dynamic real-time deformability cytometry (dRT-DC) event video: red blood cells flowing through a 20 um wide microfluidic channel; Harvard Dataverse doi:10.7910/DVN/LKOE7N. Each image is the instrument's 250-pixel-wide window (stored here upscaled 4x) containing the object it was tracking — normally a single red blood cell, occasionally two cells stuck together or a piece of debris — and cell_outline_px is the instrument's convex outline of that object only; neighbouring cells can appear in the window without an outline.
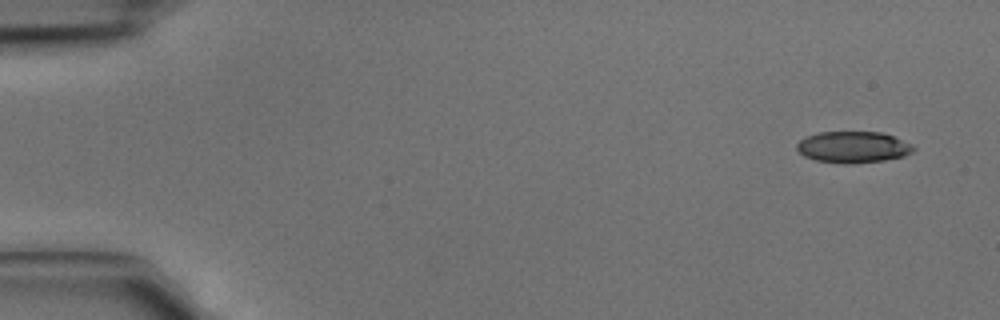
{"species": "common noctule bat (a hibernating species)", "species_latin": "Nyctalus noctula", "temperature_condition": "cold", "stored_images_in_passage": 4, "camera_frame_rate_fps": 3000, "um_per_image_px": 0.085, "animal": {"sex": "male", "body_mass_g": 15.6}, "frame": {"image": 1, "passage_image": 1, "time_ms": 0.0, "image_size_px": [1000, 320], "cell_outline_px": [[916, 148], [912, 152], [904, 156], [884, 160], [816, 160], [804, 156], [796, 148], [796, 144], [804, 136], [820, 132], [880, 132], [892, 136], [912, 144]], "centroid_in_image_um": [72.51, 12.44], "position_along_channel_um": 12.5, "area_um2": 20.29}}
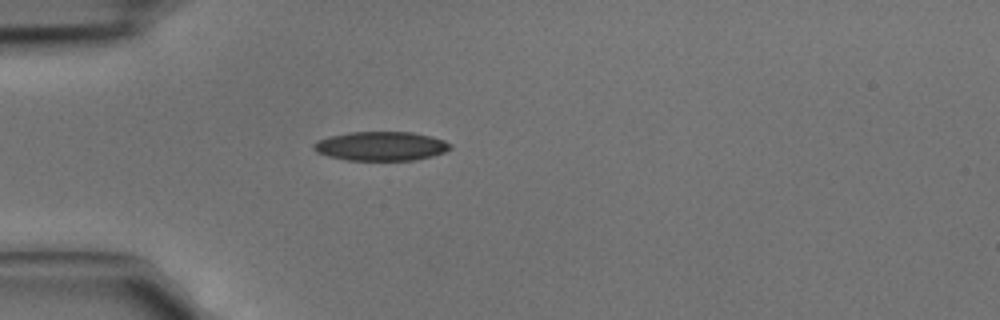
{"frame": {"image": 2, "passage_image": 4, "time_ms": 1.0, "image_size_px": [1000, 320], "cell_outline_px": [[452, 148], [444, 152], [432, 156], [412, 160], [348, 160], [328, 156], [316, 152], [312, 148], [312, 144], [316, 140], [328, 136], [348, 132], [412, 132], [432, 136], [444, 140], [452, 144]], "centroid_in_image_um": [32.36, 12.41], "position_along_channel_um": 52.6, "area_um2": 23.35}}